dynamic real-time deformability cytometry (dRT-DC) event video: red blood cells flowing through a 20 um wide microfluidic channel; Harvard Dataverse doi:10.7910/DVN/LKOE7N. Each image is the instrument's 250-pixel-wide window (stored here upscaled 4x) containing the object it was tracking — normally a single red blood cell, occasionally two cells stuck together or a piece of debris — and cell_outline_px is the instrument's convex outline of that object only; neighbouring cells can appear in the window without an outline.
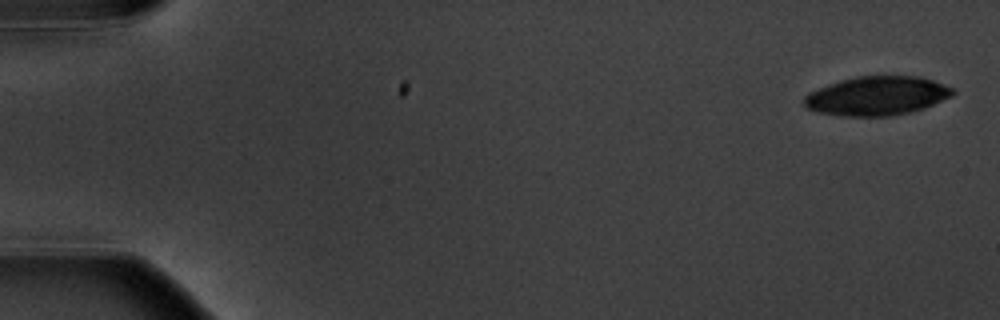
{"species": "common noctule bat (a hibernating species)", "species_latin": "Nyctalus noctula", "temperature_condition": "warm", "stored_images_in_passage": 7, "camera_frame_rate_fps": 3000, "um_per_image_px": 0.085, "animal": {"sex": "male", "body_mass_g": 20.1, "forearm_length_mm": 53.5}, "frame": {"image": 1, "passage_image": 1, "time_ms": 0.0, "image_size_px": [1000, 320], "cell_outline_px": [[956, 92], [952, 96], [924, 108], [892, 116], [840, 116], [816, 112], [804, 108], [804, 96], [808, 92], [828, 84], [840, 80], [860, 76], [916, 76], [932, 80], [956, 88]], "centroid_in_image_um": [74.52, 8.15], "position_along_channel_um": 10.5, "area_um2": 33.99}}